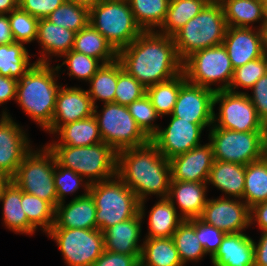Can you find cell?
I'll list each match as a JSON object with an SVG mask.
<instances>
[{"label":"cell","instance_id":"cell-56","mask_svg":"<svg viewBox=\"0 0 267 266\" xmlns=\"http://www.w3.org/2000/svg\"><path fill=\"white\" fill-rule=\"evenodd\" d=\"M260 160L267 163V123L263 124L261 130Z\"/></svg>","mask_w":267,"mask_h":266},{"label":"cell","instance_id":"cell-24","mask_svg":"<svg viewBox=\"0 0 267 266\" xmlns=\"http://www.w3.org/2000/svg\"><path fill=\"white\" fill-rule=\"evenodd\" d=\"M76 32L50 22L46 18L39 19L37 39L42 48L37 63H48L50 59L61 57L73 49ZM52 56V57H51Z\"/></svg>","mask_w":267,"mask_h":266},{"label":"cell","instance_id":"cell-27","mask_svg":"<svg viewBox=\"0 0 267 266\" xmlns=\"http://www.w3.org/2000/svg\"><path fill=\"white\" fill-rule=\"evenodd\" d=\"M227 27L261 29L266 22V6L261 0H219Z\"/></svg>","mask_w":267,"mask_h":266},{"label":"cell","instance_id":"cell-15","mask_svg":"<svg viewBox=\"0 0 267 266\" xmlns=\"http://www.w3.org/2000/svg\"><path fill=\"white\" fill-rule=\"evenodd\" d=\"M0 116V171L11 179L33 146L26 130L5 109Z\"/></svg>","mask_w":267,"mask_h":266},{"label":"cell","instance_id":"cell-21","mask_svg":"<svg viewBox=\"0 0 267 266\" xmlns=\"http://www.w3.org/2000/svg\"><path fill=\"white\" fill-rule=\"evenodd\" d=\"M222 44L233 69L264 56L262 33L257 28L227 27Z\"/></svg>","mask_w":267,"mask_h":266},{"label":"cell","instance_id":"cell-23","mask_svg":"<svg viewBox=\"0 0 267 266\" xmlns=\"http://www.w3.org/2000/svg\"><path fill=\"white\" fill-rule=\"evenodd\" d=\"M207 182L171 181L167 199L180 209L184 220L201 217L208 197ZM176 203V205H175Z\"/></svg>","mask_w":267,"mask_h":266},{"label":"cell","instance_id":"cell-46","mask_svg":"<svg viewBox=\"0 0 267 266\" xmlns=\"http://www.w3.org/2000/svg\"><path fill=\"white\" fill-rule=\"evenodd\" d=\"M129 113L135 119L142 132L151 139L159 130V125L154 124L160 116L152 106L150 98L145 94L142 98L127 106Z\"/></svg>","mask_w":267,"mask_h":266},{"label":"cell","instance_id":"cell-54","mask_svg":"<svg viewBox=\"0 0 267 266\" xmlns=\"http://www.w3.org/2000/svg\"><path fill=\"white\" fill-rule=\"evenodd\" d=\"M261 232L258 244L254 241V266H267V230Z\"/></svg>","mask_w":267,"mask_h":266},{"label":"cell","instance_id":"cell-44","mask_svg":"<svg viewBox=\"0 0 267 266\" xmlns=\"http://www.w3.org/2000/svg\"><path fill=\"white\" fill-rule=\"evenodd\" d=\"M8 19L15 42L29 44L36 41L38 18L18 6L8 14Z\"/></svg>","mask_w":267,"mask_h":266},{"label":"cell","instance_id":"cell-32","mask_svg":"<svg viewBox=\"0 0 267 266\" xmlns=\"http://www.w3.org/2000/svg\"><path fill=\"white\" fill-rule=\"evenodd\" d=\"M141 240L140 266H183L172 237Z\"/></svg>","mask_w":267,"mask_h":266},{"label":"cell","instance_id":"cell-50","mask_svg":"<svg viewBox=\"0 0 267 266\" xmlns=\"http://www.w3.org/2000/svg\"><path fill=\"white\" fill-rule=\"evenodd\" d=\"M250 90L252 95L247 93V96L256 108L260 120L267 123V73Z\"/></svg>","mask_w":267,"mask_h":266},{"label":"cell","instance_id":"cell-1","mask_svg":"<svg viewBox=\"0 0 267 266\" xmlns=\"http://www.w3.org/2000/svg\"><path fill=\"white\" fill-rule=\"evenodd\" d=\"M122 68L145 88L167 81L182 72L172 36L143 31L127 47L118 51Z\"/></svg>","mask_w":267,"mask_h":266},{"label":"cell","instance_id":"cell-16","mask_svg":"<svg viewBox=\"0 0 267 266\" xmlns=\"http://www.w3.org/2000/svg\"><path fill=\"white\" fill-rule=\"evenodd\" d=\"M200 218L226 234L240 233L250 227V207L241 199L212 198Z\"/></svg>","mask_w":267,"mask_h":266},{"label":"cell","instance_id":"cell-40","mask_svg":"<svg viewBox=\"0 0 267 266\" xmlns=\"http://www.w3.org/2000/svg\"><path fill=\"white\" fill-rule=\"evenodd\" d=\"M22 210L28 221L36 228L47 233L55 221V208L47 201L21 190Z\"/></svg>","mask_w":267,"mask_h":266},{"label":"cell","instance_id":"cell-12","mask_svg":"<svg viewBox=\"0 0 267 266\" xmlns=\"http://www.w3.org/2000/svg\"><path fill=\"white\" fill-rule=\"evenodd\" d=\"M219 104L218 115H213V125L236 132L261 131L263 122L256 108L247 96V92L216 91L214 109Z\"/></svg>","mask_w":267,"mask_h":266},{"label":"cell","instance_id":"cell-36","mask_svg":"<svg viewBox=\"0 0 267 266\" xmlns=\"http://www.w3.org/2000/svg\"><path fill=\"white\" fill-rule=\"evenodd\" d=\"M208 3L206 0H170L167 15L159 33L173 36Z\"/></svg>","mask_w":267,"mask_h":266},{"label":"cell","instance_id":"cell-30","mask_svg":"<svg viewBox=\"0 0 267 266\" xmlns=\"http://www.w3.org/2000/svg\"><path fill=\"white\" fill-rule=\"evenodd\" d=\"M176 208L167 198L159 199L148 215V233L144 238H168L184 221Z\"/></svg>","mask_w":267,"mask_h":266},{"label":"cell","instance_id":"cell-59","mask_svg":"<svg viewBox=\"0 0 267 266\" xmlns=\"http://www.w3.org/2000/svg\"><path fill=\"white\" fill-rule=\"evenodd\" d=\"M260 30L262 33L264 55L267 56V24H264Z\"/></svg>","mask_w":267,"mask_h":266},{"label":"cell","instance_id":"cell-3","mask_svg":"<svg viewBox=\"0 0 267 266\" xmlns=\"http://www.w3.org/2000/svg\"><path fill=\"white\" fill-rule=\"evenodd\" d=\"M57 67L35 63L17 83L16 102L44 131L52 124L61 85Z\"/></svg>","mask_w":267,"mask_h":266},{"label":"cell","instance_id":"cell-19","mask_svg":"<svg viewBox=\"0 0 267 266\" xmlns=\"http://www.w3.org/2000/svg\"><path fill=\"white\" fill-rule=\"evenodd\" d=\"M213 162L212 145L201 144L169 160L171 181L207 182Z\"/></svg>","mask_w":267,"mask_h":266},{"label":"cell","instance_id":"cell-4","mask_svg":"<svg viewBox=\"0 0 267 266\" xmlns=\"http://www.w3.org/2000/svg\"><path fill=\"white\" fill-rule=\"evenodd\" d=\"M47 147L60 166L72 169L90 184L110 179L117 173V152L104 142L91 146Z\"/></svg>","mask_w":267,"mask_h":266},{"label":"cell","instance_id":"cell-9","mask_svg":"<svg viewBox=\"0 0 267 266\" xmlns=\"http://www.w3.org/2000/svg\"><path fill=\"white\" fill-rule=\"evenodd\" d=\"M182 71L188 82L215 92L228 90L234 73L223 44L194 52L182 62ZM217 83L220 85L211 87Z\"/></svg>","mask_w":267,"mask_h":266},{"label":"cell","instance_id":"cell-8","mask_svg":"<svg viewBox=\"0 0 267 266\" xmlns=\"http://www.w3.org/2000/svg\"><path fill=\"white\" fill-rule=\"evenodd\" d=\"M42 147L37 150L32 148L24 156L16 174L10 180L23 192L33 194L56 208L58 205L54 184L56 159L47 145Z\"/></svg>","mask_w":267,"mask_h":266},{"label":"cell","instance_id":"cell-13","mask_svg":"<svg viewBox=\"0 0 267 266\" xmlns=\"http://www.w3.org/2000/svg\"><path fill=\"white\" fill-rule=\"evenodd\" d=\"M208 131L214 160L246 166L260 159L261 131L236 132L216 125Z\"/></svg>","mask_w":267,"mask_h":266},{"label":"cell","instance_id":"cell-41","mask_svg":"<svg viewBox=\"0 0 267 266\" xmlns=\"http://www.w3.org/2000/svg\"><path fill=\"white\" fill-rule=\"evenodd\" d=\"M46 19L57 26L78 33L89 23V11L84 7L64 1Z\"/></svg>","mask_w":267,"mask_h":266},{"label":"cell","instance_id":"cell-29","mask_svg":"<svg viewBox=\"0 0 267 266\" xmlns=\"http://www.w3.org/2000/svg\"><path fill=\"white\" fill-rule=\"evenodd\" d=\"M54 134L58 140L46 145L91 146L103 142L94 115L62 125Z\"/></svg>","mask_w":267,"mask_h":266},{"label":"cell","instance_id":"cell-10","mask_svg":"<svg viewBox=\"0 0 267 266\" xmlns=\"http://www.w3.org/2000/svg\"><path fill=\"white\" fill-rule=\"evenodd\" d=\"M96 105L93 115L96 117L99 133L104 143L116 152L146 144L150 139L138 127L127 106L115 102L104 103L101 112Z\"/></svg>","mask_w":267,"mask_h":266},{"label":"cell","instance_id":"cell-20","mask_svg":"<svg viewBox=\"0 0 267 266\" xmlns=\"http://www.w3.org/2000/svg\"><path fill=\"white\" fill-rule=\"evenodd\" d=\"M145 202H140L139 213L135 217L119 222L103 231L104 250L127 255H141L143 243L139 244V241L146 215Z\"/></svg>","mask_w":267,"mask_h":266},{"label":"cell","instance_id":"cell-34","mask_svg":"<svg viewBox=\"0 0 267 266\" xmlns=\"http://www.w3.org/2000/svg\"><path fill=\"white\" fill-rule=\"evenodd\" d=\"M134 19L142 31L161 28L167 15L170 0H127Z\"/></svg>","mask_w":267,"mask_h":266},{"label":"cell","instance_id":"cell-2","mask_svg":"<svg viewBox=\"0 0 267 266\" xmlns=\"http://www.w3.org/2000/svg\"><path fill=\"white\" fill-rule=\"evenodd\" d=\"M116 175L135 193L139 202L146 201L150 195L163 199L169 194L170 163L151 140L117 152Z\"/></svg>","mask_w":267,"mask_h":266},{"label":"cell","instance_id":"cell-14","mask_svg":"<svg viewBox=\"0 0 267 266\" xmlns=\"http://www.w3.org/2000/svg\"><path fill=\"white\" fill-rule=\"evenodd\" d=\"M170 123L150 139L168 160L201 145V134L213 124H195L170 115Z\"/></svg>","mask_w":267,"mask_h":266},{"label":"cell","instance_id":"cell-39","mask_svg":"<svg viewBox=\"0 0 267 266\" xmlns=\"http://www.w3.org/2000/svg\"><path fill=\"white\" fill-rule=\"evenodd\" d=\"M174 245L178 251L183 266L187 262H199L206 255L203 246L198 240L195 227L184 220L172 236Z\"/></svg>","mask_w":267,"mask_h":266},{"label":"cell","instance_id":"cell-55","mask_svg":"<svg viewBox=\"0 0 267 266\" xmlns=\"http://www.w3.org/2000/svg\"><path fill=\"white\" fill-rule=\"evenodd\" d=\"M15 43L8 14H0V45Z\"/></svg>","mask_w":267,"mask_h":266},{"label":"cell","instance_id":"cell-63","mask_svg":"<svg viewBox=\"0 0 267 266\" xmlns=\"http://www.w3.org/2000/svg\"><path fill=\"white\" fill-rule=\"evenodd\" d=\"M265 24H267V7H266V22H265Z\"/></svg>","mask_w":267,"mask_h":266},{"label":"cell","instance_id":"cell-25","mask_svg":"<svg viewBox=\"0 0 267 266\" xmlns=\"http://www.w3.org/2000/svg\"><path fill=\"white\" fill-rule=\"evenodd\" d=\"M213 266H254V240L245 234H225L211 258Z\"/></svg>","mask_w":267,"mask_h":266},{"label":"cell","instance_id":"cell-11","mask_svg":"<svg viewBox=\"0 0 267 266\" xmlns=\"http://www.w3.org/2000/svg\"><path fill=\"white\" fill-rule=\"evenodd\" d=\"M46 234L55 240L67 266H92L104 251L99 229L51 228Z\"/></svg>","mask_w":267,"mask_h":266},{"label":"cell","instance_id":"cell-53","mask_svg":"<svg viewBox=\"0 0 267 266\" xmlns=\"http://www.w3.org/2000/svg\"><path fill=\"white\" fill-rule=\"evenodd\" d=\"M257 225L259 230H267V201L255 204L250 208V225Z\"/></svg>","mask_w":267,"mask_h":266},{"label":"cell","instance_id":"cell-37","mask_svg":"<svg viewBox=\"0 0 267 266\" xmlns=\"http://www.w3.org/2000/svg\"><path fill=\"white\" fill-rule=\"evenodd\" d=\"M117 82L118 60L102 64V66L88 81L90 86L87 93L89 94L94 107L97 104V100L102 101L103 104L114 102Z\"/></svg>","mask_w":267,"mask_h":266},{"label":"cell","instance_id":"cell-18","mask_svg":"<svg viewBox=\"0 0 267 266\" xmlns=\"http://www.w3.org/2000/svg\"><path fill=\"white\" fill-rule=\"evenodd\" d=\"M94 106L87 93L81 87L62 86L57 94L52 124L45 130L54 134L62 125L76 122L92 116Z\"/></svg>","mask_w":267,"mask_h":266},{"label":"cell","instance_id":"cell-17","mask_svg":"<svg viewBox=\"0 0 267 266\" xmlns=\"http://www.w3.org/2000/svg\"><path fill=\"white\" fill-rule=\"evenodd\" d=\"M215 91L186 81L172 115L195 124H213Z\"/></svg>","mask_w":267,"mask_h":266},{"label":"cell","instance_id":"cell-52","mask_svg":"<svg viewBox=\"0 0 267 266\" xmlns=\"http://www.w3.org/2000/svg\"><path fill=\"white\" fill-rule=\"evenodd\" d=\"M18 80L0 75V106L10 100H16Z\"/></svg>","mask_w":267,"mask_h":266},{"label":"cell","instance_id":"cell-28","mask_svg":"<svg viewBox=\"0 0 267 266\" xmlns=\"http://www.w3.org/2000/svg\"><path fill=\"white\" fill-rule=\"evenodd\" d=\"M210 184L225 194L221 197L243 200L245 165L214 160L207 180Z\"/></svg>","mask_w":267,"mask_h":266},{"label":"cell","instance_id":"cell-35","mask_svg":"<svg viewBox=\"0 0 267 266\" xmlns=\"http://www.w3.org/2000/svg\"><path fill=\"white\" fill-rule=\"evenodd\" d=\"M30 58L23 43L0 45V75L20 80L36 63H30Z\"/></svg>","mask_w":267,"mask_h":266},{"label":"cell","instance_id":"cell-51","mask_svg":"<svg viewBox=\"0 0 267 266\" xmlns=\"http://www.w3.org/2000/svg\"><path fill=\"white\" fill-rule=\"evenodd\" d=\"M140 255H127L104 250L92 266H140Z\"/></svg>","mask_w":267,"mask_h":266},{"label":"cell","instance_id":"cell-5","mask_svg":"<svg viewBox=\"0 0 267 266\" xmlns=\"http://www.w3.org/2000/svg\"><path fill=\"white\" fill-rule=\"evenodd\" d=\"M226 29L221 3L208 2L172 36L178 57L183 62L196 51L221 45Z\"/></svg>","mask_w":267,"mask_h":266},{"label":"cell","instance_id":"cell-33","mask_svg":"<svg viewBox=\"0 0 267 266\" xmlns=\"http://www.w3.org/2000/svg\"><path fill=\"white\" fill-rule=\"evenodd\" d=\"M182 71L177 76L146 88V95L160 117L171 115L177 101L181 86L186 82Z\"/></svg>","mask_w":267,"mask_h":266},{"label":"cell","instance_id":"cell-43","mask_svg":"<svg viewBox=\"0 0 267 266\" xmlns=\"http://www.w3.org/2000/svg\"><path fill=\"white\" fill-rule=\"evenodd\" d=\"M267 73V56L257 58L234 69L233 78L228 88L231 92L241 93L236 89H251Z\"/></svg>","mask_w":267,"mask_h":266},{"label":"cell","instance_id":"cell-58","mask_svg":"<svg viewBox=\"0 0 267 266\" xmlns=\"http://www.w3.org/2000/svg\"><path fill=\"white\" fill-rule=\"evenodd\" d=\"M67 2L76 4L90 11L100 0H65Z\"/></svg>","mask_w":267,"mask_h":266},{"label":"cell","instance_id":"cell-38","mask_svg":"<svg viewBox=\"0 0 267 266\" xmlns=\"http://www.w3.org/2000/svg\"><path fill=\"white\" fill-rule=\"evenodd\" d=\"M243 201L250 208L267 201V163L260 159L245 166Z\"/></svg>","mask_w":267,"mask_h":266},{"label":"cell","instance_id":"cell-57","mask_svg":"<svg viewBox=\"0 0 267 266\" xmlns=\"http://www.w3.org/2000/svg\"><path fill=\"white\" fill-rule=\"evenodd\" d=\"M18 7V0H0V14H9Z\"/></svg>","mask_w":267,"mask_h":266},{"label":"cell","instance_id":"cell-47","mask_svg":"<svg viewBox=\"0 0 267 266\" xmlns=\"http://www.w3.org/2000/svg\"><path fill=\"white\" fill-rule=\"evenodd\" d=\"M145 94L146 88L128 74L118 61V82L115 89L114 102L122 106H128Z\"/></svg>","mask_w":267,"mask_h":266},{"label":"cell","instance_id":"cell-22","mask_svg":"<svg viewBox=\"0 0 267 266\" xmlns=\"http://www.w3.org/2000/svg\"><path fill=\"white\" fill-rule=\"evenodd\" d=\"M59 203L55 208L52 228L97 229L96 205L90 193H83L69 201Z\"/></svg>","mask_w":267,"mask_h":266},{"label":"cell","instance_id":"cell-31","mask_svg":"<svg viewBox=\"0 0 267 266\" xmlns=\"http://www.w3.org/2000/svg\"><path fill=\"white\" fill-rule=\"evenodd\" d=\"M72 50L96 58L102 64L117 60L118 55L108 40L90 23L76 33Z\"/></svg>","mask_w":267,"mask_h":266},{"label":"cell","instance_id":"cell-61","mask_svg":"<svg viewBox=\"0 0 267 266\" xmlns=\"http://www.w3.org/2000/svg\"><path fill=\"white\" fill-rule=\"evenodd\" d=\"M208 2H218L219 0H206Z\"/></svg>","mask_w":267,"mask_h":266},{"label":"cell","instance_id":"cell-60","mask_svg":"<svg viewBox=\"0 0 267 266\" xmlns=\"http://www.w3.org/2000/svg\"><path fill=\"white\" fill-rule=\"evenodd\" d=\"M10 179L6 177L1 171H0V191L2 190L3 186L9 181Z\"/></svg>","mask_w":267,"mask_h":266},{"label":"cell","instance_id":"cell-7","mask_svg":"<svg viewBox=\"0 0 267 266\" xmlns=\"http://www.w3.org/2000/svg\"><path fill=\"white\" fill-rule=\"evenodd\" d=\"M89 23L117 52L143 32L137 25L127 0H100L89 11Z\"/></svg>","mask_w":267,"mask_h":266},{"label":"cell","instance_id":"cell-45","mask_svg":"<svg viewBox=\"0 0 267 266\" xmlns=\"http://www.w3.org/2000/svg\"><path fill=\"white\" fill-rule=\"evenodd\" d=\"M54 184L57 193L58 204L65 201L67 194L74 195L80 187L84 193H89L90 183L72 169L64 168L57 162L54 169Z\"/></svg>","mask_w":267,"mask_h":266},{"label":"cell","instance_id":"cell-26","mask_svg":"<svg viewBox=\"0 0 267 266\" xmlns=\"http://www.w3.org/2000/svg\"><path fill=\"white\" fill-rule=\"evenodd\" d=\"M0 202H2V220L7 229L15 234L33 235L36 228L28 221L22 210L21 189L9 180L0 191Z\"/></svg>","mask_w":267,"mask_h":266},{"label":"cell","instance_id":"cell-49","mask_svg":"<svg viewBox=\"0 0 267 266\" xmlns=\"http://www.w3.org/2000/svg\"><path fill=\"white\" fill-rule=\"evenodd\" d=\"M65 0H18V6L30 15L42 19L46 18Z\"/></svg>","mask_w":267,"mask_h":266},{"label":"cell","instance_id":"cell-62","mask_svg":"<svg viewBox=\"0 0 267 266\" xmlns=\"http://www.w3.org/2000/svg\"><path fill=\"white\" fill-rule=\"evenodd\" d=\"M264 4H265V6L267 7V0H261Z\"/></svg>","mask_w":267,"mask_h":266},{"label":"cell","instance_id":"cell-48","mask_svg":"<svg viewBox=\"0 0 267 266\" xmlns=\"http://www.w3.org/2000/svg\"><path fill=\"white\" fill-rule=\"evenodd\" d=\"M188 221L195 227L198 240L203 246L206 256L208 254L212 258L219 249L226 233L206 223L200 217Z\"/></svg>","mask_w":267,"mask_h":266},{"label":"cell","instance_id":"cell-42","mask_svg":"<svg viewBox=\"0 0 267 266\" xmlns=\"http://www.w3.org/2000/svg\"><path fill=\"white\" fill-rule=\"evenodd\" d=\"M62 57L65 60L62 61L61 65H56L58 71L60 72L61 67L66 65L69 71H67L69 77H75L85 82L89 81L102 66V63L98 59L78 53L74 50L69 51Z\"/></svg>","mask_w":267,"mask_h":266},{"label":"cell","instance_id":"cell-6","mask_svg":"<svg viewBox=\"0 0 267 266\" xmlns=\"http://www.w3.org/2000/svg\"><path fill=\"white\" fill-rule=\"evenodd\" d=\"M89 193L96 205V224L101 232L139 213L137 196L117 175L90 184Z\"/></svg>","mask_w":267,"mask_h":266}]
</instances>
